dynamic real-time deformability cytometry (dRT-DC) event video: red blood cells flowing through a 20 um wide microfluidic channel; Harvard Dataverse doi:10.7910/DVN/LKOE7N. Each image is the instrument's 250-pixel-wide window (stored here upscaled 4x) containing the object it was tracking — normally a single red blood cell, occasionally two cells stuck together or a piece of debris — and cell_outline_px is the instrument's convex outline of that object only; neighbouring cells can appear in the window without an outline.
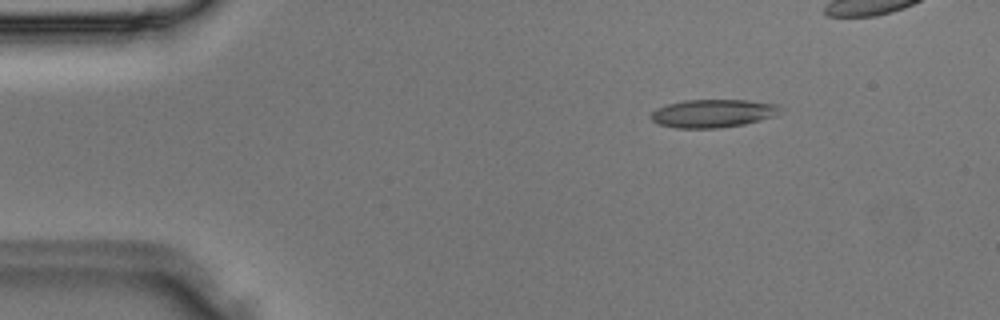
{"species": "Egyptian fruit bat (a non-hibernating species)", "species_latin": "Rousettus aegyptiacus", "temperature_condition": "room temperature", "stored_images_in_passage": 4, "camera_frame_rate_fps": 3000, "um_per_image_px": 0.085, "animal": {"sex": "male"}, "frame": {"image": 1, "passage_image": 2, "time_ms": 0.333, "image_size_px": [1000, 320], "cell_outline_px": [[780, 108], [776, 116], [744, 124], [720, 128], [676, 128], [656, 124], [648, 116], [656, 108], [668, 104], [684, 100], [748, 100], [776, 104]], "centroid_in_image_um": [60.55, 9.64], "position_along_channel_um": 24.5, "area_um2": 21.27}}